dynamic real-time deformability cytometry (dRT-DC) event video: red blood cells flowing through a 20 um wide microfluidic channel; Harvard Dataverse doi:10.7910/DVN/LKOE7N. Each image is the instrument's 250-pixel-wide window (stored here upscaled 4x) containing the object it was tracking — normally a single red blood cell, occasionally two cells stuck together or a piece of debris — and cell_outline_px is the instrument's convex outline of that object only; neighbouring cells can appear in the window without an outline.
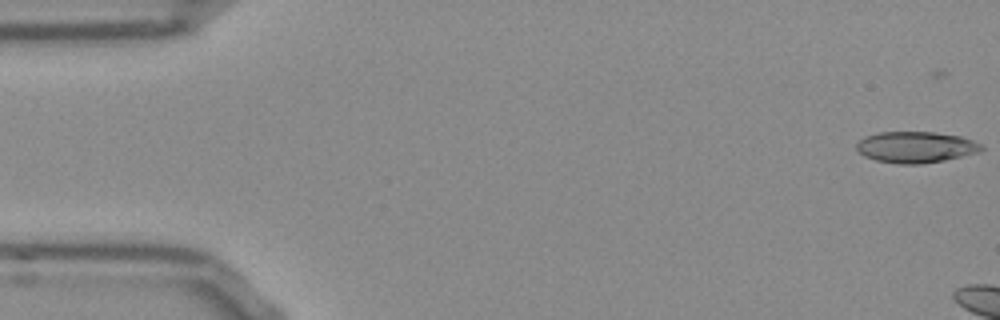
{"species": "Egyptian fruit bat (a non-hibernating species)", "species_latin": "Rousettus aegyptiacus", "temperature_condition": "room temperature", "stored_images_in_passage": 6, "camera_frame_rate_fps": 3000, "um_per_image_px": 0.085, "frame": {"image": 1, "passage_image": 2, "time_ms": 0.333, "image_size_px": [1000, 320], "cell_outline_px": [[984, 148], [976, 152], [944, 160], [920, 164], [896, 164], [876, 160], [864, 156], [856, 148], [856, 144], [864, 136], [876, 132], [932, 132], [960, 136], [972, 140], [980, 144]], "centroid_in_image_um": [77.78, 12.5], "position_along_channel_um": 7.2, "area_um2": 22.54}}